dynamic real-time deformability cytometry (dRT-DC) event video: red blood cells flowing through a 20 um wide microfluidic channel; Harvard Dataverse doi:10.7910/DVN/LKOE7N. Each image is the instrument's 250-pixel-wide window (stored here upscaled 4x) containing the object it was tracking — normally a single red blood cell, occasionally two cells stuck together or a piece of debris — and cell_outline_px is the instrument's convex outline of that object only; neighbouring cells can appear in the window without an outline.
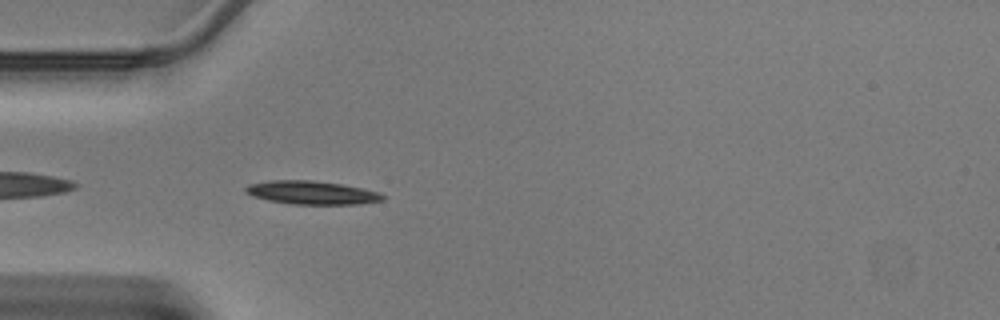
{"species": "Egyptian fruit bat (a non-hibernating species)", "species_latin": "Rousettus aegyptiacus", "temperature_condition": "warm", "stored_images_in_passage": 21, "camera_frame_rate_fps": 3000, "um_per_image_px": 0.085, "animal": {"sex": "male"}, "frame": {"image": 1, "passage_image": 2, "time_ms": 0.333, "image_size_px": [1000, 320], "cell_outline_px": [[384, 200], [360, 204], [292, 204], [268, 200], [256, 196], [248, 192], [244, 188], [248, 184], [272, 180], [312, 180], [340, 184], [380, 192], [384, 196]], "centroid_in_image_um": [26.53, 16.37], "position_along_channel_um": 58.5, "area_um2": 18.44}}
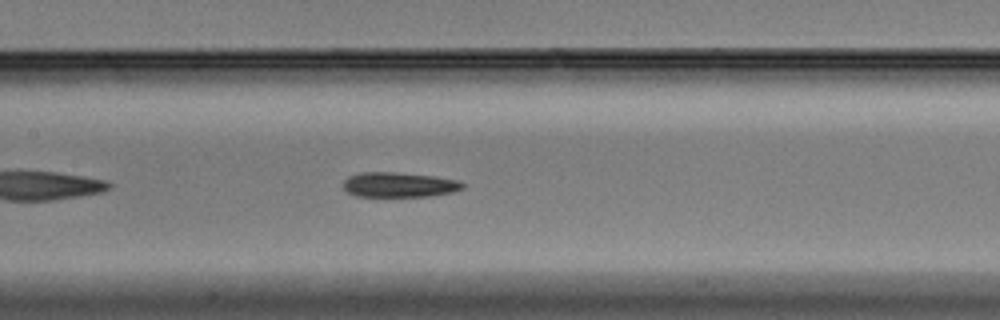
{"frame": {"image": 2, "passage_image": 10, "time_ms": 3.0, "image_size_px": [1000, 320], "cell_outline_px": [[464, 188], [452, 192], [428, 196], [356, 196], [348, 192], [344, 188], [344, 180], [348, 176], [360, 172], [396, 172], [436, 176], [460, 180], [464, 184]], "centroid_in_image_um": [33.94, 15.69], "position_along_channel_um": 173.5, "area_um2": 17.4}}
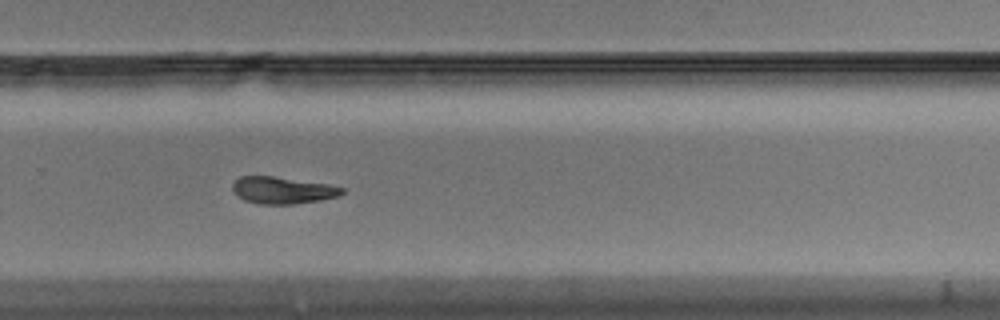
{"frame": {"image": 3, "passage_image": 19, "time_ms": 6.0, "image_size_px": [1000, 320], "cell_outline_px": [[344, 192], [340, 196], [320, 200], [292, 204], [260, 204], [244, 200], [232, 188], [232, 184], [240, 176], [272, 176], [328, 184], [344, 188]], "centroid_in_image_um": [24.04, 16.17], "position_along_channel_um": 305.8, "area_um2": 16.99}}